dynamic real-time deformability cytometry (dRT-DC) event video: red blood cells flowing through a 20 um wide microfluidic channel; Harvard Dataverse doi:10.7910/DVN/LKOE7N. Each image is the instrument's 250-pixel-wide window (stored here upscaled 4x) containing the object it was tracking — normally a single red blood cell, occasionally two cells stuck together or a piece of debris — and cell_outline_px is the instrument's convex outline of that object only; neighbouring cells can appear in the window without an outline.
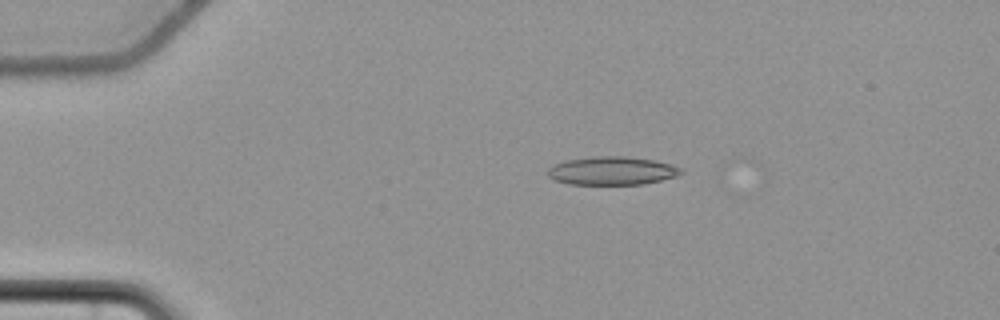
{"species": "common noctule bat (a hibernating species)", "species_latin": "Nyctalus noctula", "temperature_condition": "cold", "stored_images_in_passage": 39, "camera_frame_rate_fps": 3000, "um_per_image_px": 0.085, "animal": {"sex": "female", "body_mass_g": 22.7, "forearm_length_mm": 54.2}, "frame": {"image": 1, "passage_image": 1, "time_ms": 0.0, "image_size_px": [1000, 320], "cell_outline_px": [[684, 172], [676, 176], [644, 184], [568, 184], [556, 180], [548, 176], [548, 168], [556, 164], [568, 160], [592, 156], [624, 156], [652, 160], [672, 164], [680, 168]], "centroid_in_image_um": [52.03, 14.51], "position_along_channel_um": 33.0, "area_um2": 21.79}}
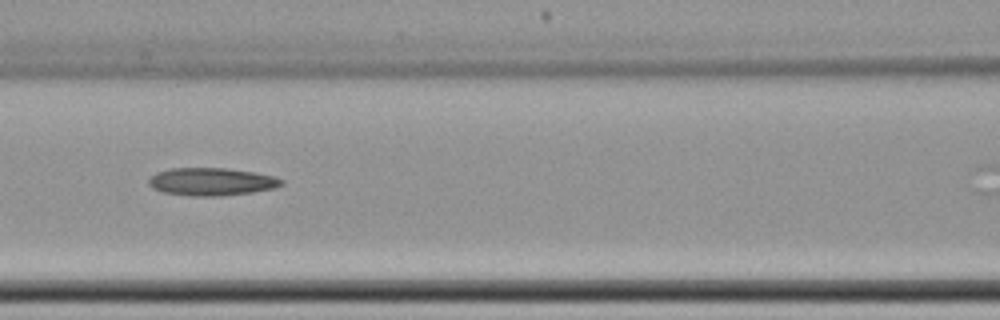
{"frame": {"image": 2, "passage_image": 15, "time_ms": 4.667, "image_size_px": [1000, 320], "cell_outline_px": [[284, 184], [276, 188], [252, 192], [220, 196], [188, 196], [164, 192], [152, 188], [148, 184], [148, 180], [156, 172], [172, 168], [224, 168], [256, 172], [276, 176], [284, 180]], "centroid_in_image_um": [18.02, 15.44], "position_along_channel_um": 148.6, "area_um2": 21.68}}
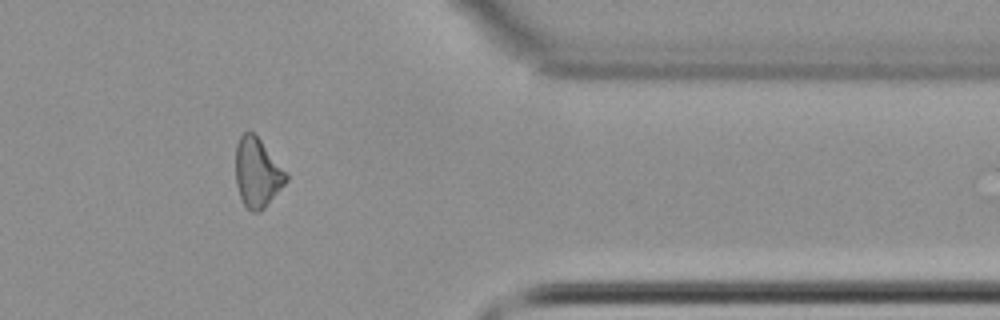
{"frame": {"image": 3, "passage_image": 36, "time_ms": 11.667, "image_size_px": [1000, 320], "cell_outline_px": [[288, 180], [264, 208], [260, 212], [252, 212], [244, 204], [240, 196], [236, 184], [236, 144], [240, 136], [244, 132], [252, 132], [260, 140], [288, 172]], "centroid_in_image_um": [21.88, 14.68], "position_along_channel_um": 389.5, "area_um2": 20.29}}